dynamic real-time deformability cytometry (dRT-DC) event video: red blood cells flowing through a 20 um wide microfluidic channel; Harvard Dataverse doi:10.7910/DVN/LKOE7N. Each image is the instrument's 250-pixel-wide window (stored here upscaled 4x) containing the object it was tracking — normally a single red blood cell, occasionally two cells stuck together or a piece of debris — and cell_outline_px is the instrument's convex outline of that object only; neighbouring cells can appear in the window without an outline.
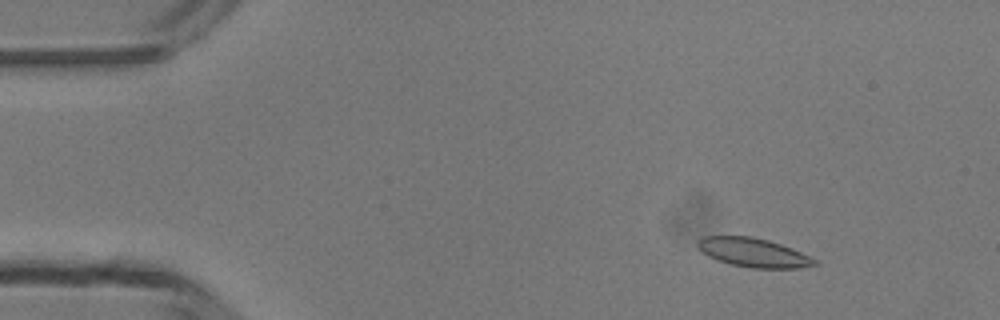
{"species": "common noctule bat (a hibernating species)", "species_latin": "Nyctalus noctula", "temperature_condition": "room temperature", "stored_images_in_passage": 4, "camera_frame_rate_fps": 3000, "um_per_image_px": 0.085, "animal": {"sex": "male", "body_mass_g": 13.3}, "frame": {"image": 1, "passage_image": 1, "time_ms": 0.0, "image_size_px": [1000, 320], "cell_outline_px": [[820, 264], [800, 268], [752, 268], [732, 264], [716, 260], [708, 256], [696, 244], [704, 236], [752, 236], [768, 240], [792, 248], [820, 260]], "centroid_in_image_um": [64.12, 21.48], "position_along_channel_um": 20.9, "area_um2": 19.77}}
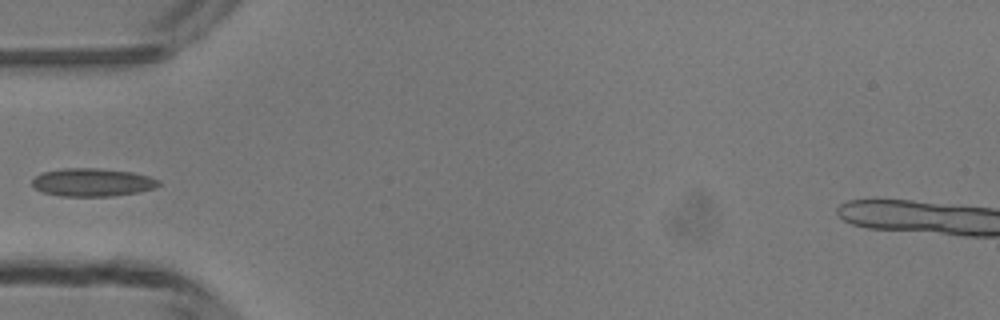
{"frame": {"image": 2, "passage_image": 4, "time_ms": 3.333, "image_size_px": [1000, 320], "cell_outline_px": [[160, 184], [156, 188], [140, 192], [112, 196], [60, 196], [44, 192], [36, 188], [32, 184], [32, 180], [36, 176], [44, 172], [64, 168], [100, 168], [132, 172], [148, 176], [160, 180]], "centroid_in_image_um": [7.9, 15.5], "position_along_channel_um": 77.1, "area_um2": 20.69}}